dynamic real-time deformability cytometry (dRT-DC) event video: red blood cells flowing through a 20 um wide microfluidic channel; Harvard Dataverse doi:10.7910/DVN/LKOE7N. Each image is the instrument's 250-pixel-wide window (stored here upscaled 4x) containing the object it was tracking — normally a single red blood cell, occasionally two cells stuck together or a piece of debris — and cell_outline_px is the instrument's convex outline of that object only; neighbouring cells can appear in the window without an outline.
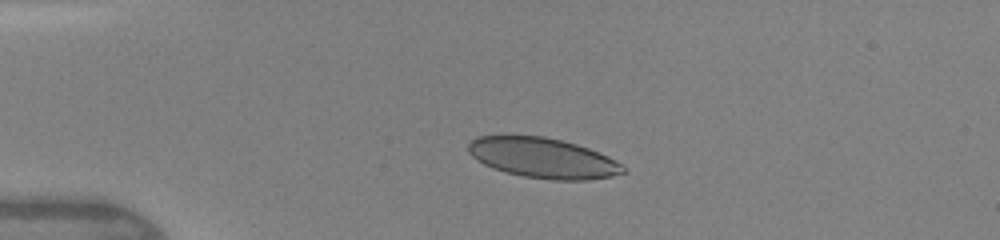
{"species": "human", "species_latin": "Homo sapiens", "temperature_condition": "warm", "stored_images_in_passage": 8, "camera_frame_rate_fps": 3000, "um_per_image_px": 0.085, "donor": {"sex": "female"}, "frame": {"image": 1, "passage_image": 1, "time_ms": 0.0, "image_size_px": [1000, 240], "cell_outline_px": [[628, 172], [612, 176], [588, 180], [552, 180], [524, 176], [504, 172], [492, 168], [476, 160], [468, 152], [468, 144], [476, 136], [504, 132], [544, 136], [576, 144], [588, 148], [608, 156], [620, 164]], "centroid_in_image_um": [46.06, 13.38], "position_along_channel_um": 38.9, "area_um2": 37.17}}
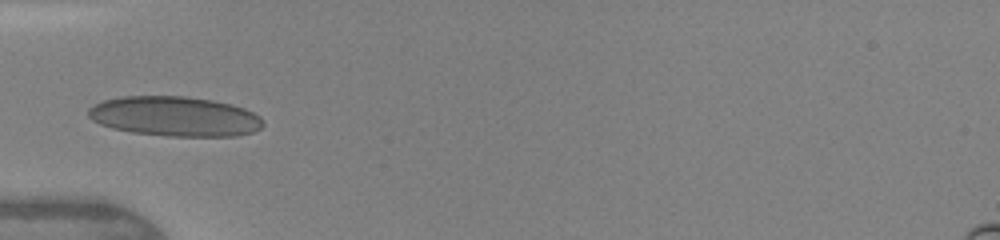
{"frame": {"image": 2, "passage_image": 6, "time_ms": 1.667, "image_size_px": [1000, 240], "cell_outline_px": [[264, 124], [260, 128], [252, 132], [236, 136], [168, 136], [132, 132], [112, 128], [100, 124], [92, 120], [88, 116], [88, 108], [104, 100], [124, 96], [184, 96], [212, 100], [232, 104], [244, 108], [260, 116]], "centroid_in_image_um": [14.86, 9.89], "position_along_channel_um": 70.1, "area_um2": 40.52}}